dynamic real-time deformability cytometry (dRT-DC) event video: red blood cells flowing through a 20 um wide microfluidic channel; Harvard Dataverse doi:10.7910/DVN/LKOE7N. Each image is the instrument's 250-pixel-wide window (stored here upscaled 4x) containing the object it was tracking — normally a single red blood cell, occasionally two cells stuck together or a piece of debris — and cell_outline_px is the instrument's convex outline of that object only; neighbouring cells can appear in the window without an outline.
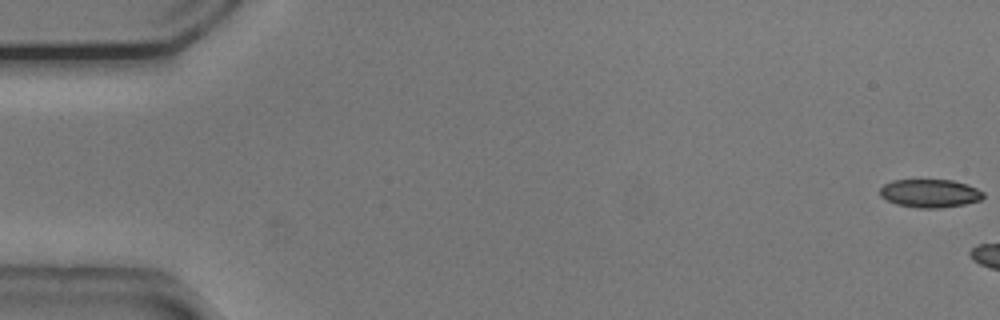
{"species": "common noctule bat (a hibernating species)", "species_latin": "Nyctalus noctula", "temperature_condition": "cold", "stored_images_in_passage": 6, "camera_frame_rate_fps": 3000, "um_per_image_px": 0.085, "animal": {"sex": "male", "body_mass_g": 20.5, "forearm_length_mm": 52.5}, "frame": {"image": 1, "passage_image": 1, "time_ms": 0.0, "image_size_px": [1000, 320], "cell_outline_px": [[984, 196], [980, 200], [964, 204], [940, 208], [916, 208], [896, 204], [880, 196], [880, 188], [884, 184], [892, 180], [952, 180], [968, 184], [984, 192]], "centroid_in_image_um": [79.04, 16.43], "position_along_channel_um": 6.0, "area_um2": 17.05}}